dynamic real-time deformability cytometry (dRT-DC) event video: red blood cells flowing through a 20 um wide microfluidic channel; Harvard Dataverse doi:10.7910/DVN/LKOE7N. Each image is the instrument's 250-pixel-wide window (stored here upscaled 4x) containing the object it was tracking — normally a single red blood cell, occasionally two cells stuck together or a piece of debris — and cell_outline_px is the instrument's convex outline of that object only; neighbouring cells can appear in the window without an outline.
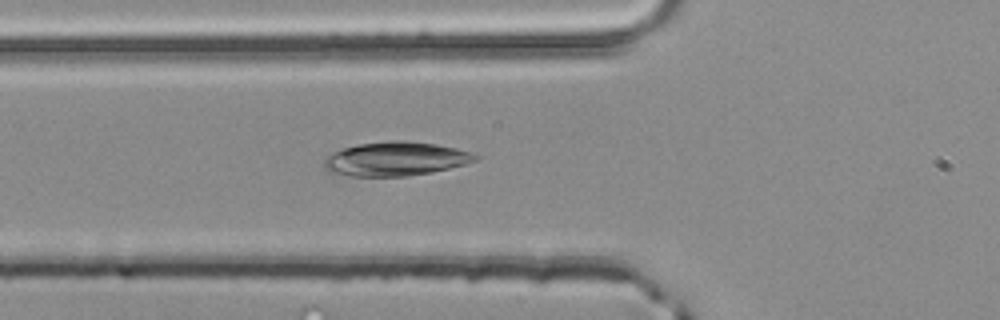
{"species": "common noctule bat (a hibernating species)", "species_latin": "Nyctalus noctula", "temperature_condition": "room temperature", "stored_images_in_passage": 35, "camera_frame_rate_fps": 3000, "um_per_image_px": 0.085, "animal": {"sex": "male", "body_mass_g": 20.4}, "frame": {"image": 1, "passage_image": 3, "time_ms": 0.667, "image_size_px": [1000, 320], "cell_outline_px": [[480, 156], [476, 160], [468, 164], [432, 172], [408, 176], [348, 176], [328, 172], [324, 168], [324, 156], [344, 148], [360, 144], [388, 140], [404, 140], [436, 144], [456, 148], [472, 152]], "centroid_in_image_um": [33.63, 13.51], "position_along_channel_um": 92.2, "area_um2": 30.23}}
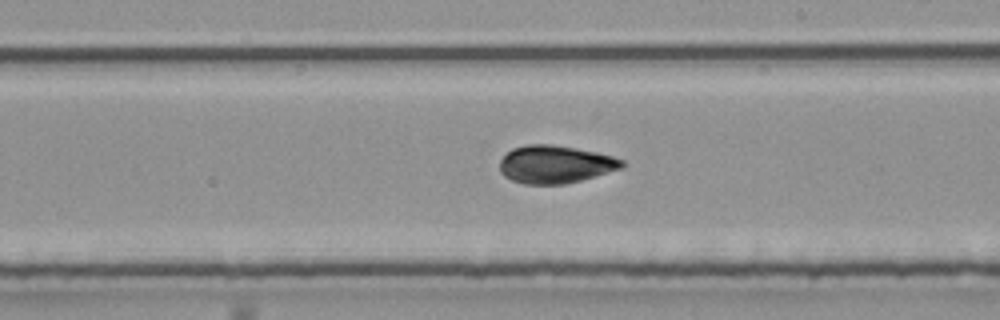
{"frame": {"image": 2, "passage_image": 14, "time_ms": 4.333, "image_size_px": [1000, 320], "cell_outline_px": [[624, 168], [580, 180], [564, 184], [524, 184], [512, 180], [504, 176], [500, 172], [500, 160], [512, 148], [528, 144], [552, 144], [576, 148], [596, 152], [612, 156], [624, 160]], "centroid_in_image_um": [47.2, 13.96], "position_along_channel_um": 241.8, "area_um2": 26.93}}
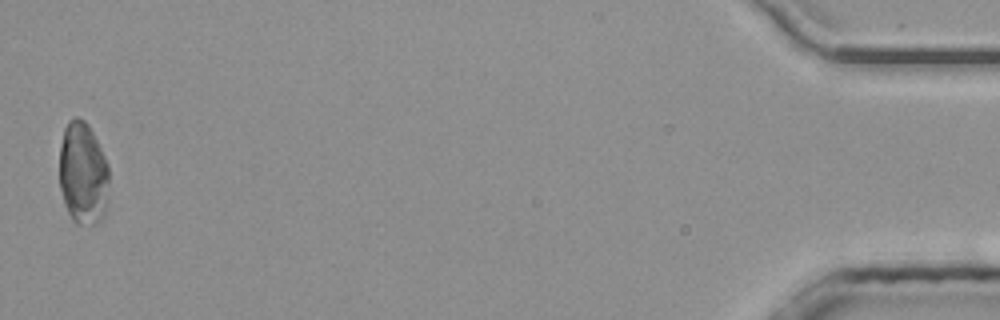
{"frame": {"image": 3, "passage_image": 35, "time_ms": 11.333, "image_size_px": [1000, 320], "cell_outline_px": [[108, 184], [104, 216], [96, 224], [76, 224], [72, 220], [64, 204], [60, 188], [60, 144], [64, 128], [68, 120], [76, 116], [84, 120], [88, 124], [108, 164]], "centroid_in_image_um": [7.03, 14.74], "position_along_channel_um": 428.2, "area_um2": 29.71}, "authors_computed_cell_mechanics": {"area_um2": 27.2816, "velocity_mm_per_s": 4.0679, "shape_relaxation_time_tau1_ms": 5.33, "shape_relaxation_time_tau2_ms": 1.845, "deformation_change_tau1": 0.1816, "deformation_change_tau2": 0.0524}}